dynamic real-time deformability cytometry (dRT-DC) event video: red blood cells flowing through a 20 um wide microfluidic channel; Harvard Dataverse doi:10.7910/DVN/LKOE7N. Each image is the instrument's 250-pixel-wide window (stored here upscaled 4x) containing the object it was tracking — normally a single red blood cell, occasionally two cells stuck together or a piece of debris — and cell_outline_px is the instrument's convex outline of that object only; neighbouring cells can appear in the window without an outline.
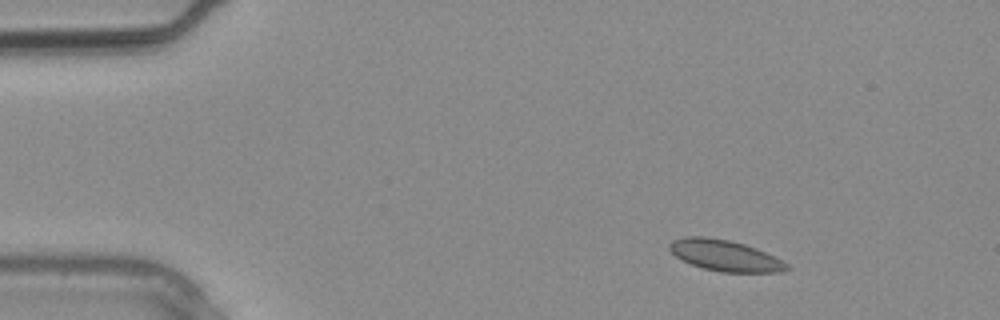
{"species": "common noctule bat (a hibernating species)", "species_latin": "Nyctalus noctula", "temperature_condition": "warm", "stored_images_in_passage": 3, "camera_frame_rate_fps": 3000, "um_per_image_px": 0.085, "animal": {"sex": "male", "body_mass_g": 20.4}, "frame": {"image": 1, "passage_image": 1, "time_ms": 0.0, "image_size_px": [1000, 320], "cell_outline_px": [[792, 268], [784, 272], [720, 272], [704, 268], [692, 264], [676, 256], [668, 248], [668, 244], [672, 240], [688, 236], [704, 236], [728, 240], [744, 244], [756, 248], [788, 264]], "centroid_in_image_um": [61.62, 21.72], "position_along_channel_um": 23.4, "area_um2": 21.04}}